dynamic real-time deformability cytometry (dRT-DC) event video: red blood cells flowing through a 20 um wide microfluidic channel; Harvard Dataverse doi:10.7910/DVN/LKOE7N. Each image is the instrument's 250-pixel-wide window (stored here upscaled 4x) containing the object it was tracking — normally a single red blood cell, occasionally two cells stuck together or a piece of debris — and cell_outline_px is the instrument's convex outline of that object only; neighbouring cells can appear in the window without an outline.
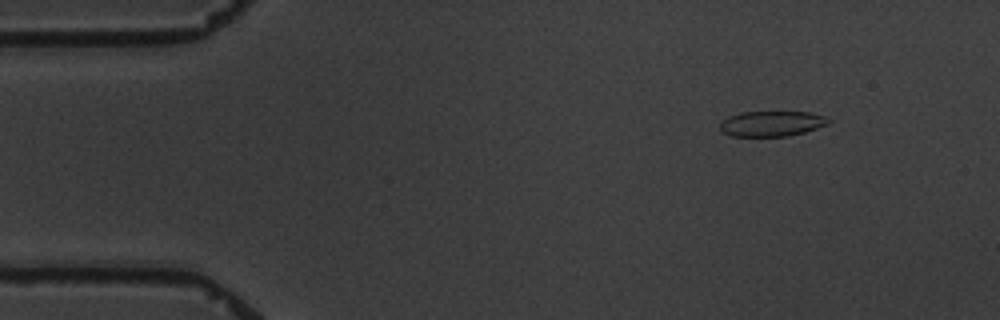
{"species": "common noctule bat (a hibernating species)", "species_latin": "Nyctalus noctula", "temperature_condition": "warm", "stored_images_in_passage": 4, "camera_frame_rate_fps": 3000, "um_per_image_px": 0.085, "animal": {"sex": "male", "body_mass_g": 19.5, "forearm_length_mm": 54.6}, "frame": {"image": 1, "passage_image": 1, "time_ms": 0.0, "image_size_px": [1000, 320], "cell_outline_px": [[832, 120], [828, 124], [804, 132], [788, 136], [732, 136], [724, 132], [720, 128], [720, 124], [728, 116], [740, 112], [808, 112], [824, 116]], "centroid_in_image_um": [65.61, 10.5], "position_along_channel_um": 19.4, "area_um2": 15.9}}